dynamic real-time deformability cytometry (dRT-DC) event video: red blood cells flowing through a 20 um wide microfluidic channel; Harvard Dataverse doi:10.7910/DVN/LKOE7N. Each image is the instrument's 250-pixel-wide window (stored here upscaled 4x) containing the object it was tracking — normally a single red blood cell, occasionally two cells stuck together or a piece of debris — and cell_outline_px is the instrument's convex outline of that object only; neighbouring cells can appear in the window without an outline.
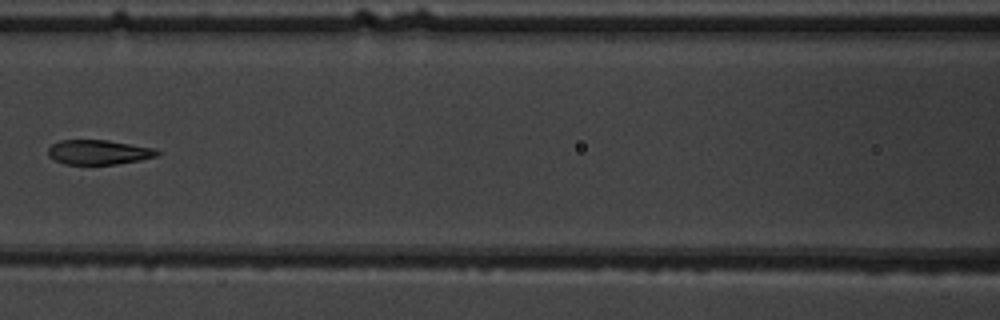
{"species": "common noctule bat (a hibernating species)", "species_latin": "Nyctalus noctula", "temperature_condition": "warm", "stored_images_in_passage": 7, "camera_frame_rate_fps": 3000, "um_per_image_px": 0.085, "animal": {"sex": "male", "body_mass_g": 19.5, "forearm_length_mm": 54.6}, "frame": {"image": 1, "passage_image": 6, "time_ms": 6.667, "image_size_px": [1000, 320], "cell_outline_px": [[160, 152], [156, 156], [140, 160], [116, 164], [64, 164], [48, 156], [48, 148], [52, 144], [60, 140], [108, 140], [156, 148]], "centroid_in_image_um": [8.39, 12.93], "position_along_channel_um": 158.2, "area_um2": 15.66}}
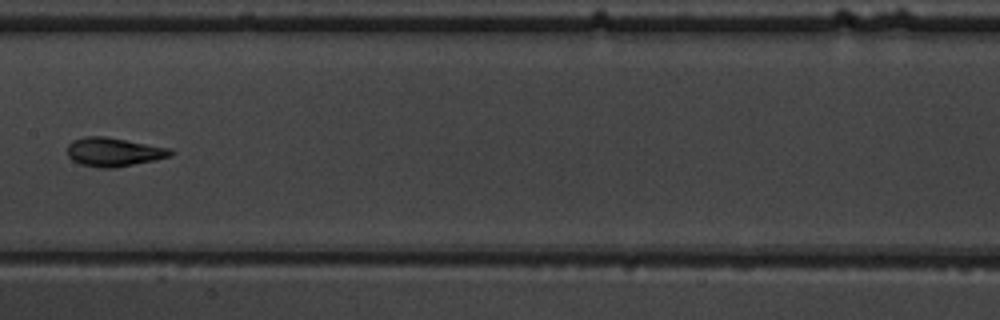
{"frame": {"image": 2, "passage_image": 7, "time_ms": 7.667, "image_size_px": [1000, 320], "cell_outline_px": [[176, 152], [172, 156], [156, 160], [112, 168], [96, 168], [80, 164], [72, 160], [68, 156], [68, 144], [72, 140], [84, 136], [104, 136], [168, 148]], "centroid_in_image_um": [9.65, 12.93], "position_along_channel_um": 197.8, "area_um2": 17.34}}